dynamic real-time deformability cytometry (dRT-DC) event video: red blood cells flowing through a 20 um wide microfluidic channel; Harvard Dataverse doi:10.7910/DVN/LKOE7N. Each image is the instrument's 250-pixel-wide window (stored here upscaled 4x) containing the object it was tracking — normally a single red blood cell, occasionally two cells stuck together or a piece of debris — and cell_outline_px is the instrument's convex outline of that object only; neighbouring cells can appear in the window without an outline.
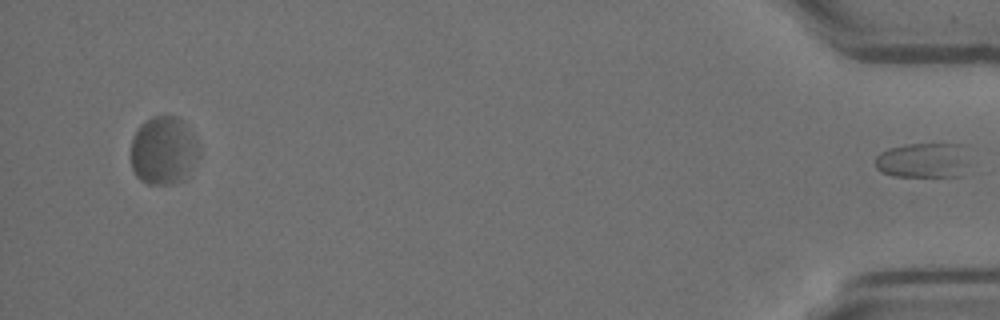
{"species": "Egyptian fruit bat (a non-hibernating species)", "species_latin": "Rousettus aegyptiacus", "temperature_condition": "room temperature", "stored_images_in_passage": 47, "segment_of_instrument_passage": [2, 2], "camera_frame_rate_fps": 3000, "um_per_image_px": 0.085, "animal": {"sex": "female"}, "frame": {"image": 1, "passage_image": 47, "time_ms": 15.333, "image_size_px": [1000, 320], "cell_outline_px": [[968, 176], [896, 176], [884, 172], [876, 168], [876, 156], [880, 152], [888, 148], [908, 144], [960, 144]], "centroid_in_image_um": [78.44, 13.64], "position_along_channel_um": 356.8, "area_um2": 18.9}}